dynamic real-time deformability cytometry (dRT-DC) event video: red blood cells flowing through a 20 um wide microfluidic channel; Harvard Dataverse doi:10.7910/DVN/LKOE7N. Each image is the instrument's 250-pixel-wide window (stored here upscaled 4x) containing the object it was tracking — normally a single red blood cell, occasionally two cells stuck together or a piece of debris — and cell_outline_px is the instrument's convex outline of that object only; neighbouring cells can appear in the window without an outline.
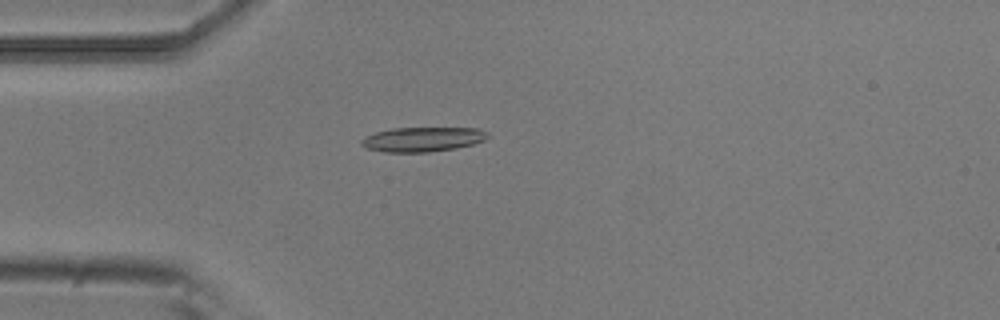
{"species": "common noctule bat (a hibernating species)", "species_latin": "Nyctalus noctula", "temperature_condition": "room temperature", "stored_images_in_passage": 4, "camera_frame_rate_fps": 3000, "um_per_image_px": 0.085, "animal": {"sex": "male", "body_mass_g": 20.5, "forearm_length_mm": 52.5}, "frame": {"image": 1, "passage_image": 4, "time_ms": 1.0, "image_size_px": [1000, 320], "cell_outline_px": [[488, 136], [484, 140], [472, 144], [456, 148], [428, 152], [384, 152], [368, 148], [360, 144], [360, 140], [364, 136], [376, 132], [392, 128], [480, 128], [488, 132]], "centroid_in_image_um": [35.91, 11.84], "position_along_channel_um": 49.1, "area_um2": 18.09}}